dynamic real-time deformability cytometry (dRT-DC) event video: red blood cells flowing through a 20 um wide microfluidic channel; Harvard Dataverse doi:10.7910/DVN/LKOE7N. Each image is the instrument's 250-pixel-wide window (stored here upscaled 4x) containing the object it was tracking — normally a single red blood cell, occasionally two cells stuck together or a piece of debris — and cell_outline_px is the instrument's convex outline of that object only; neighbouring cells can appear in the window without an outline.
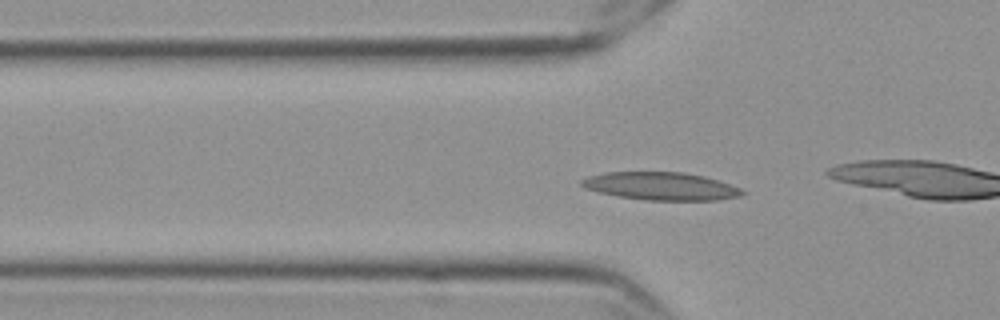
{"species": "Egyptian fruit bat (a non-hibernating species)", "species_latin": "Rousettus aegyptiacus", "temperature_condition": "cold", "stored_images_in_passage": 43, "camera_frame_rate_fps": 3000, "um_per_image_px": 0.085, "frame": {"image": 1, "passage_image": 4, "time_ms": 1.0, "image_size_px": [1000, 320], "cell_outline_px": [[748, 192], [740, 196], [716, 200], [644, 200], [616, 196], [596, 192], [584, 188], [580, 184], [580, 180], [588, 176], [604, 172], [684, 172], [704, 176], [740, 188]], "centroid_in_image_um": [56.13, 15.82], "position_along_channel_um": 69.7, "area_um2": 26.24}}
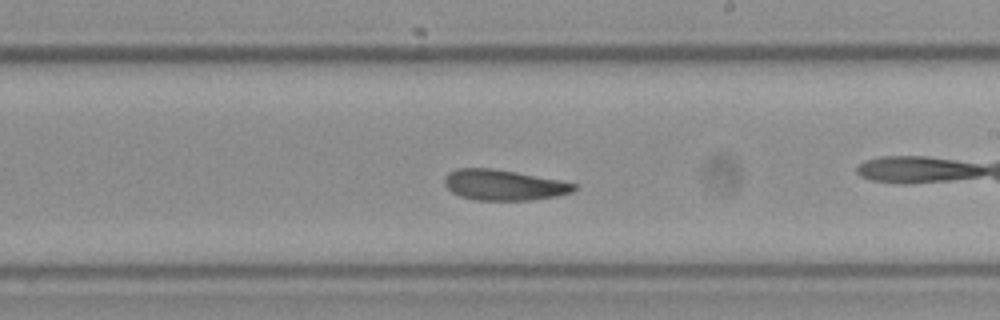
{"frame": {"image": 2, "passage_image": 19, "time_ms": 6.0, "image_size_px": [1000, 320], "cell_outline_px": [[576, 188], [572, 192], [556, 196], [532, 200], [476, 200], [460, 196], [452, 192], [444, 184], [444, 176], [448, 172], [456, 168], [492, 168], [516, 172], [560, 180], [576, 184]], "centroid_in_image_um": [42.79, 15.72], "position_along_channel_um": 246.2, "area_um2": 23.12}}
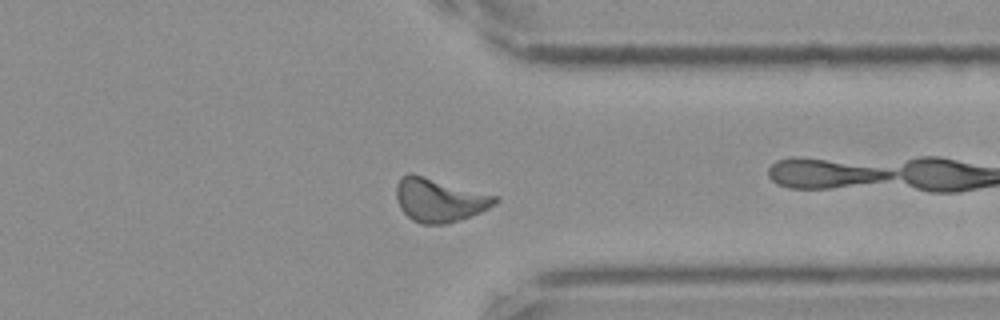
{"frame": {"image": 3, "passage_image": 30, "time_ms": 9.667, "image_size_px": [1000, 320], "cell_outline_px": [[500, 200], [496, 204], [480, 212], [448, 224], [420, 224], [412, 220], [400, 208], [396, 196], [396, 188], [400, 180], [408, 172], [412, 172], [496, 196]], "centroid_in_image_um": [37.34, 17.0], "position_along_channel_um": 374.1, "area_um2": 24.97}, "authors_computed_cell_mechanics": {"area_um2": 23.5824, "velocity_mm_per_s": 3.5379, "shape_relaxation_time_tau1_ms": null, "shape_relaxation_time_tau2_ms": 4.0398, "deformation_change_tau1": null, "deformation_change_tau2": 0.1099}}